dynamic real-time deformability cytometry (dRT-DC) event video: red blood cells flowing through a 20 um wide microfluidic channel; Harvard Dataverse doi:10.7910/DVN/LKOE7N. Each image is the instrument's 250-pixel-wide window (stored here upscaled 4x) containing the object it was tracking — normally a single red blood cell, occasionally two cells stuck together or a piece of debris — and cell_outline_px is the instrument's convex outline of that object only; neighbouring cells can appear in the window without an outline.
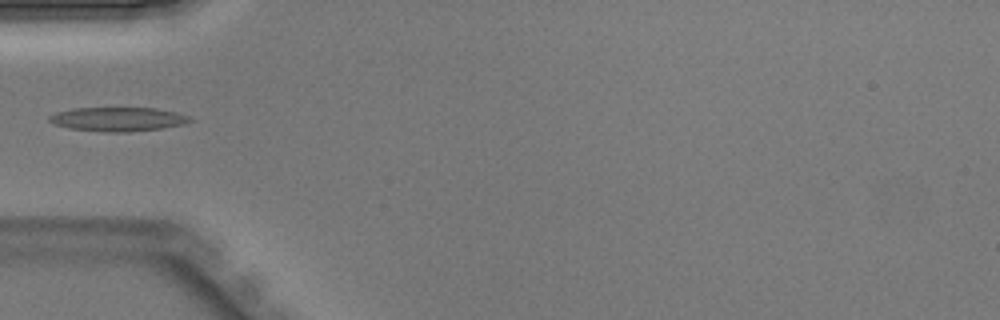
{"species": "Egyptian fruit bat (a non-hibernating species)", "species_latin": "Rousettus aegyptiacus", "temperature_condition": "warm", "stored_images_in_passage": 30, "camera_frame_rate_fps": 3000, "um_per_image_px": 0.085, "animal": {"sex": "male"}, "frame": {"image": 1, "passage_image": 1, "time_ms": 0.0, "image_size_px": [1000, 320], "cell_outline_px": [[192, 120], [184, 124], [160, 128], [128, 132], [104, 132], [68, 128], [52, 124], [48, 120], [48, 116], [56, 112], [72, 108], [156, 108], [176, 112], [188, 116]], "centroid_in_image_um": [9.96, 10.13], "position_along_channel_um": 75.0, "area_um2": 19.71}}
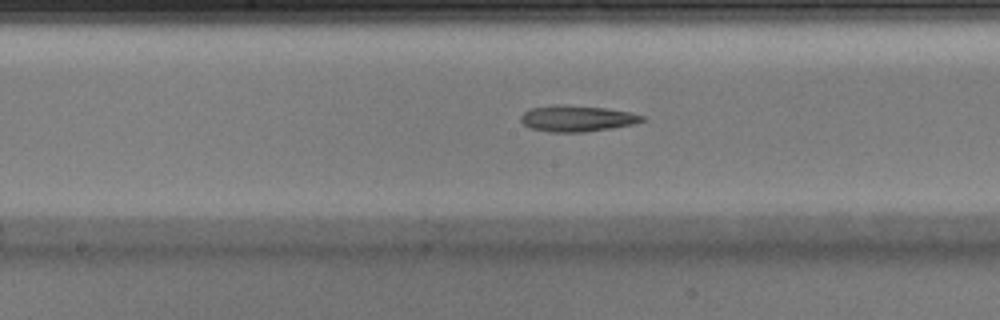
{"frame": {"image": 2, "passage_image": 9, "time_ms": 2.667, "image_size_px": [1000, 320], "cell_outline_px": [[648, 120], [636, 124], [588, 132], [552, 132], [532, 128], [524, 124], [520, 120], [520, 116], [524, 112], [532, 108], [552, 104], [564, 104], [608, 108], [632, 112], [644, 116]], "centroid_in_image_um": [49.12, 10.06], "position_along_channel_um": 199.1, "area_um2": 18.84}}
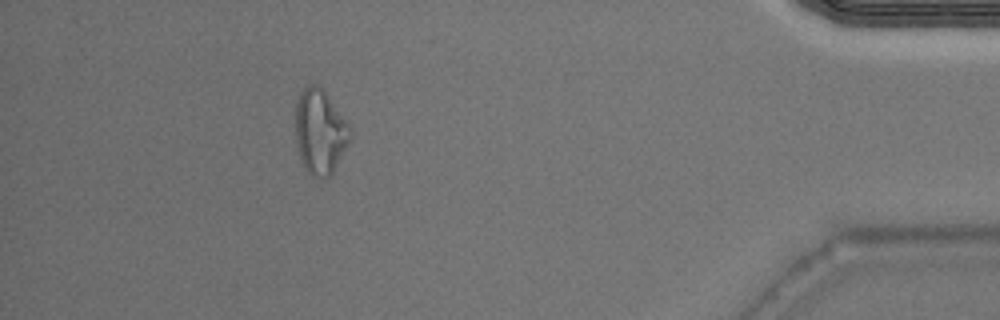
{"frame": {"image": 3, "passage_image": 26, "time_ms": 8.333, "image_size_px": [1000, 320], "cell_outline_px": [[352, 136], [348, 144], [332, 172], [324, 180], [312, 176], [308, 172], [300, 160], [296, 140], [296, 100], [300, 92], [308, 84], [316, 84], [328, 96], [352, 128]], "centroid_in_image_um": [27.2, 11.21], "position_along_channel_um": 408.0, "area_um2": 26.93}}